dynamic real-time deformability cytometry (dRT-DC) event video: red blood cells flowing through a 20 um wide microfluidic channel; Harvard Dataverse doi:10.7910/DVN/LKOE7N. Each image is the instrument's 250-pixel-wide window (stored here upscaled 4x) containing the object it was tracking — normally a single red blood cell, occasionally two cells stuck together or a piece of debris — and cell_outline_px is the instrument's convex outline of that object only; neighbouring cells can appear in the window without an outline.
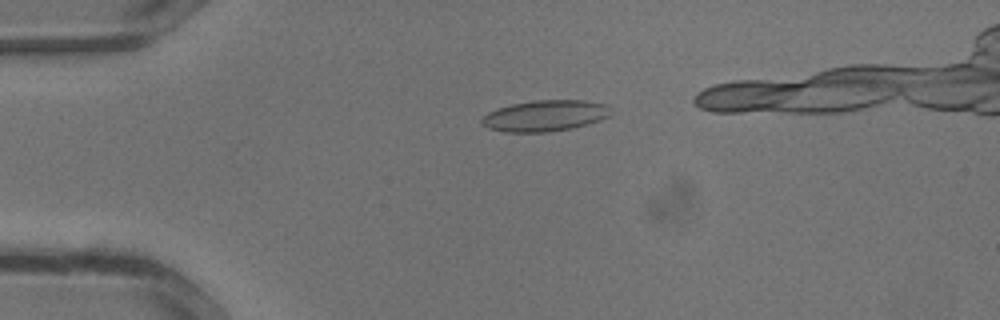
{"species": "common noctule bat (a hibernating species)", "species_latin": "Nyctalus noctula", "temperature_condition": "warm", "stored_images_in_passage": 17, "camera_frame_rate_fps": 3000, "um_per_image_px": 0.085, "animal": {"sex": "male", "body_mass_g": 13.3}, "frame": {"image": 1, "passage_image": 4, "time_ms": 1.0, "image_size_px": [1000, 320], "cell_outline_px": [[612, 112], [608, 116], [600, 120], [588, 124], [572, 128], [548, 132], [504, 132], [488, 128], [480, 124], [480, 120], [488, 112], [512, 104], [536, 100], [584, 100], [608, 104]], "centroid_in_image_um": [46.34, 9.84], "position_along_channel_um": 38.7, "area_um2": 23.47}}
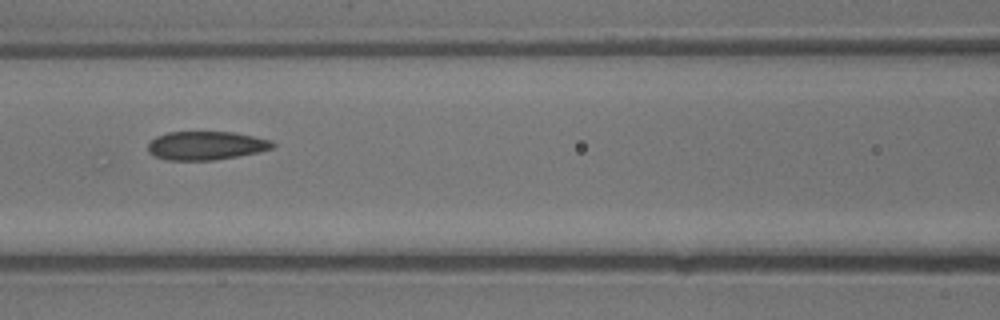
{"frame": {"image": 2, "passage_image": 11, "time_ms": 3.333, "image_size_px": [1000, 320], "cell_outline_px": [[276, 144], [272, 148], [260, 152], [212, 160], [168, 160], [156, 156], [148, 152], [148, 144], [156, 136], [168, 132], [236, 132], [272, 140]], "centroid_in_image_um": [17.54, 12.36], "position_along_channel_um": 149.1, "area_um2": 20.75}}
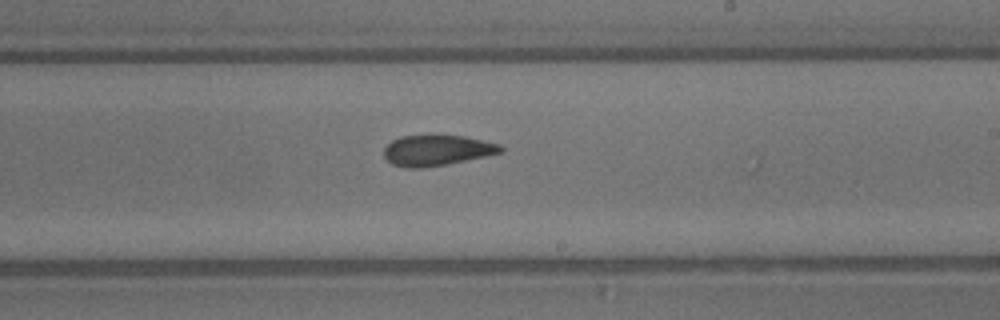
{"frame": {"image": 3, "passage_image": 16, "time_ms": 5.0, "image_size_px": [1000, 320], "cell_outline_px": [[504, 152], [448, 164], [420, 168], [408, 168], [392, 164], [384, 156], [384, 148], [392, 140], [400, 136], [464, 136], [500, 144], [504, 148]], "centroid_in_image_um": [37.15, 12.79], "position_along_channel_um": 251.9, "area_um2": 20.69}}